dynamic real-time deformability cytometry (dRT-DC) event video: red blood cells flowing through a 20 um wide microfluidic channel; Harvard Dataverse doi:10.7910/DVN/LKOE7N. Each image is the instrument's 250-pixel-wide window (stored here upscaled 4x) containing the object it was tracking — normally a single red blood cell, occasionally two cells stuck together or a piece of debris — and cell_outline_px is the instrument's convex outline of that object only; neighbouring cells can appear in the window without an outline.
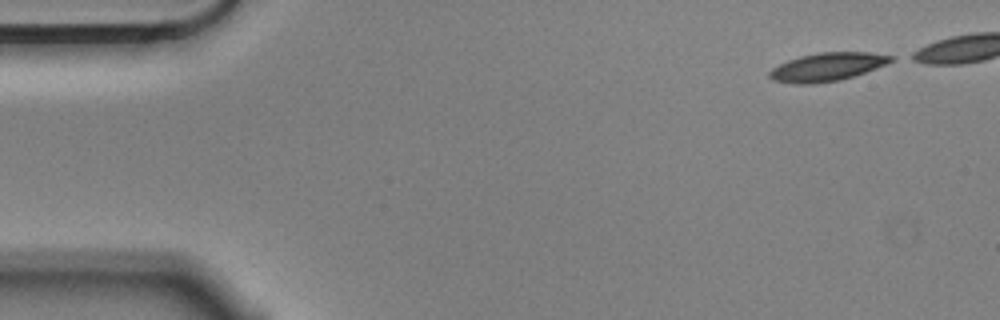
{"species": "Egyptian fruit bat (a non-hibernating species)", "species_latin": "Rousettus aegyptiacus", "temperature_condition": "cold", "stored_images_in_passage": 5, "camera_frame_rate_fps": 3000, "um_per_image_px": 0.085, "animal": {"sex": "male"}, "frame": {"image": 1, "passage_image": 1, "time_ms": 0.0, "image_size_px": [1000, 320], "cell_outline_px": [[896, 56], [892, 60], [876, 68], [840, 80], [812, 84], [796, 84], [772, 80], [768, 76], [768, 72], [772, 68], [788, 60], [800, 56], [820, 52], [868, 52]], "centroid_in_image_um": [70.27, 5.69], "position_along_channel_um": 14.7, "area_um2": 19.88}}